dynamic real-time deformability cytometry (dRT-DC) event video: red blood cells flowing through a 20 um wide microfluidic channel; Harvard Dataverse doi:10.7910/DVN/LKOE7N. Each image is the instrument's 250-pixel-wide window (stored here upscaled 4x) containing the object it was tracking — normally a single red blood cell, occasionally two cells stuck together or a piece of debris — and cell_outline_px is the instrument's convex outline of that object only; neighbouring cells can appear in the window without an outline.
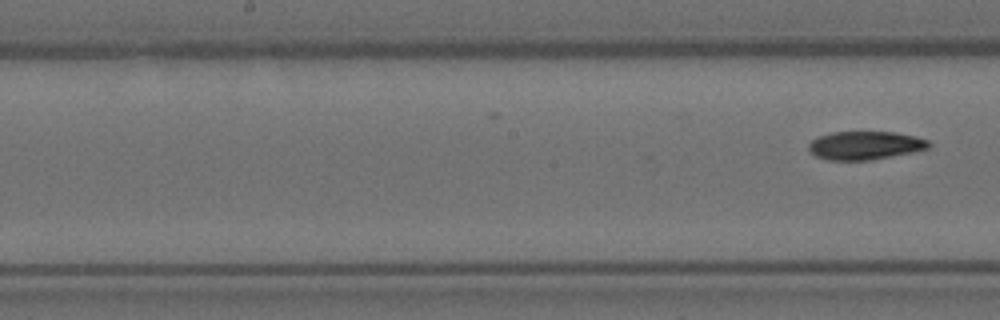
{"species": "Egyptian fruit bat (a non-hibernating species)", "species_latin": "Rousettus aegyptiacus", "temperature_condition": "room temperature", "stored_images_in_passage": 9, "camera_frame_rate_fps": 3000, "um_per_image_px": 0.085, "animal": {"sex": "female"}, "frame": {"image": 1, "passage_image": 9, "time_ms": 2.667, "image_size_px": [1000, 320], "cell_outline_px": [[932, 144], [928, 148], [872, 160], [828, 160], [816, 156], [808, 148], [808, 144], [816, 136], [832, 132], [896, 132], [928, 140]], "centroid_in_image_um": [73.49, 12.35], "position_along_channel_um": 174.7, "area_um2": 19.71}}